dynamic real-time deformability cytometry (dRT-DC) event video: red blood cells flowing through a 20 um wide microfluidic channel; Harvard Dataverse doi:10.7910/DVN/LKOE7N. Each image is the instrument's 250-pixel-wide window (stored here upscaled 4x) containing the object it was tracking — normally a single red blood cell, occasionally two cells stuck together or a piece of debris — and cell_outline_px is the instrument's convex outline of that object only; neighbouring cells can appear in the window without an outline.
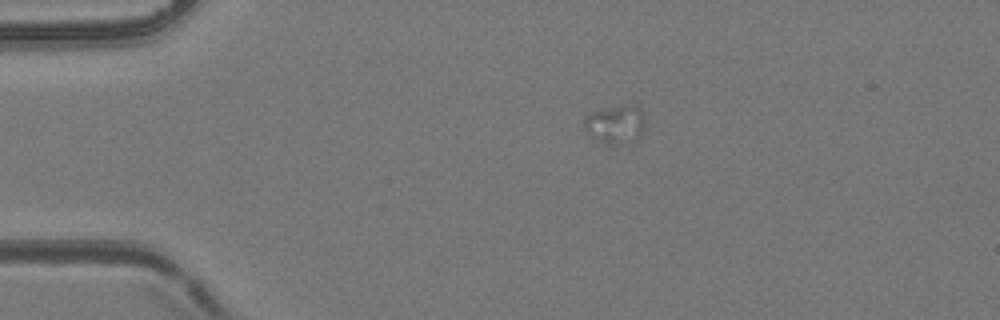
{"species": "common noctule bat (a hibernating species)", "species_latin": "Nyctalus noctula", "temperature_condition": "room temperature", "stored_images_in_passage": 25, "camera_frame_rate_fps": 3000, "um_per_image_px": 0.085, "animal": {"sex": "female", "body_mass_g": 24.6, "forearm_length_mm": 56.2}, "frame": {"image": 1, "passage_image": 4, "time_ms": 1.0, "image_size_px": [1000, 320], "cell_outline_px": [[644, 124], [640, 136], [636, 140], [608, 144], [592, 136], [584, 128], [584, 120], [592, 112], [612, 108], [640, 108], [644, 120]], "centroid_in_image_um": [52.31, 10.61], "position_along_channel_um": 32.7, "area_um2": 12.54}}
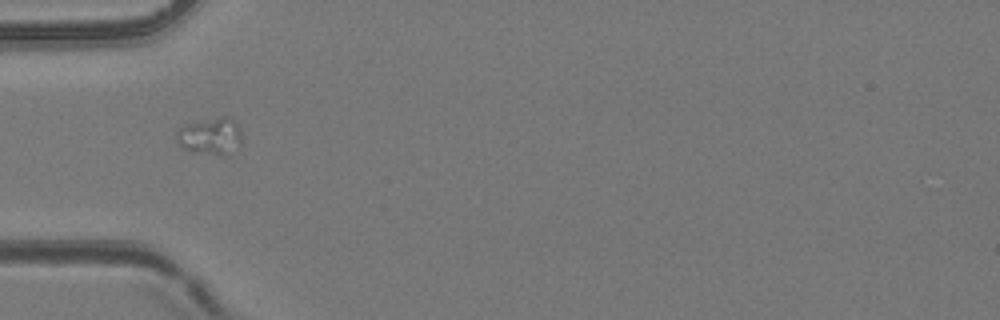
{"frame": {"image": 2, "passage_image": 11, "time_ms": 3.333, "image_size_px": [1000, 320], "cell_outline_px": [[240, 136], [220, 152], [192, 152], [180, 148], [176, 136], [176, 132], [184, 124], [220, 116], [232, 116], [240, 132]], "centroid_in_image_um": [17.7, 11.45], "position_along_channel_um": 67.3, "area_um2": 12.83}}